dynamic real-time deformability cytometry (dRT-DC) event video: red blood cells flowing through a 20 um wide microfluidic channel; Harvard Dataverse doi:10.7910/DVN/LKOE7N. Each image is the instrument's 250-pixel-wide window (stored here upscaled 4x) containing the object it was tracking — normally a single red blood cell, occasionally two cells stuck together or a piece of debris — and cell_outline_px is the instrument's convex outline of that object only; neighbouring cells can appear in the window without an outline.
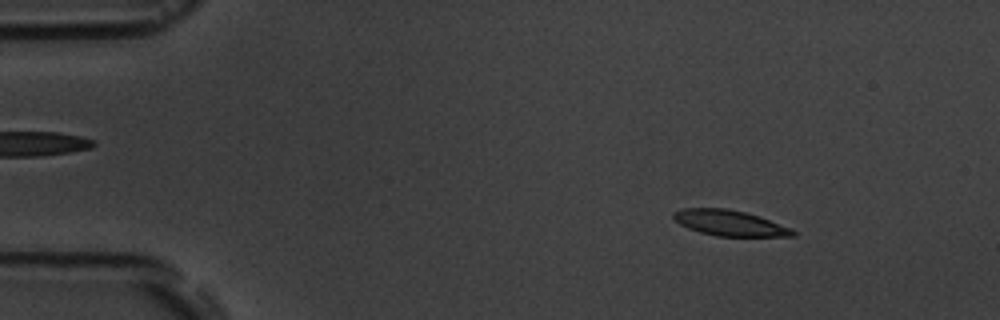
{"species": "common noctule bat (a hibernating species)", "species_latin": "Nyctalus noctula", "temperature_condition": "room temperature", "stored_images_in_passage": 16, "camera_frame_rate_fps": 3000, "um_per_image_px": 0.085, "animal": {"sex": "male", "body_mass_g": 19.5, "forearm_length_mm": 54.6}, "frame": {"image": 1, "passage_image": 2, "time_ms": 1.0, "image_size_px": [1000, 320], "cell_outline_px": [[796, 236], [716, 236], [700, 232], [688, 228], [680, 224], [672, 216], [672, 212], [684, 208], [724, 208], [744, 212], [760, 216], [792, 228], [796, 232]], "centroid_in_image_um": [62.03, 18.95], "position_along_channel_um": 23.0, "area_um2": 17.8}}
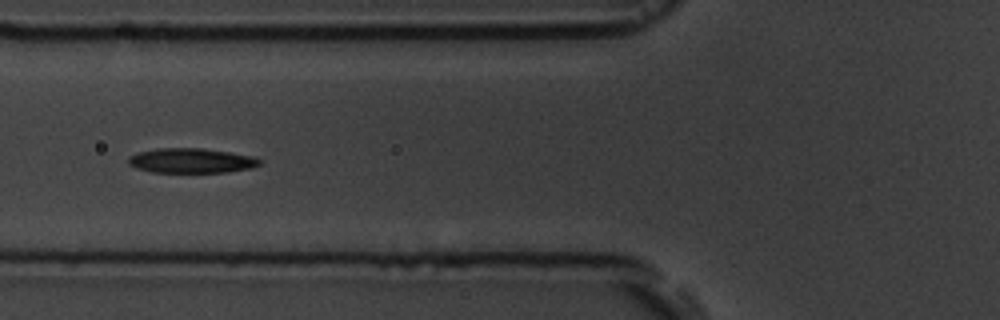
{"frame": {"image": 2, "passage_image": 6, "time_ms": 5.667, "image_size_px": [1000, 320], "cell_outline_px": [[260, 164], [252, 168], [228, 172], [152, 172], [136, 168], [128, 164], [128, 156], [136, 152], [156, 148], [200, 148], [228, 152], [252, 156], [260, 160]], "centroid_in_image_um": [16.2, 13.65], "position_along_channel_um": 109.6, "area_um2": 18.96}}
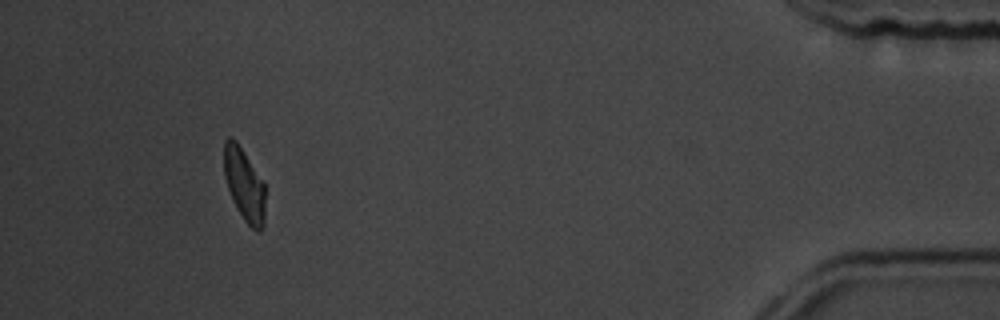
{"frame": {"image": 3, "passage_image": 15, "time_ms": 16.0, "image_size_px": [1000, 320], "cell_outline_px": [[264, 228], [260, 232], [256, 232], [244, 220], [228, 188], [224, 176], [224, 140], [228, 136], [232, 136], [236, 140], [244, 152], [264, 184]], "centroid_in_image_um": [20.76, 15.68], "position_along_channel_um": 414.4, "area_um2": 17.17}, "authors_computed_cell_mechanics": {"area_um2": 18.3804, "velocity_mm_per_s": 3.5888, "shape_relaxation_time_tau1_ms": 4.5801, "shape_relaxation_time_tau2_ms": 7.3426, "deformation_change_tau1": 0.1557, "deformation_change_tau2": 0.1406}}